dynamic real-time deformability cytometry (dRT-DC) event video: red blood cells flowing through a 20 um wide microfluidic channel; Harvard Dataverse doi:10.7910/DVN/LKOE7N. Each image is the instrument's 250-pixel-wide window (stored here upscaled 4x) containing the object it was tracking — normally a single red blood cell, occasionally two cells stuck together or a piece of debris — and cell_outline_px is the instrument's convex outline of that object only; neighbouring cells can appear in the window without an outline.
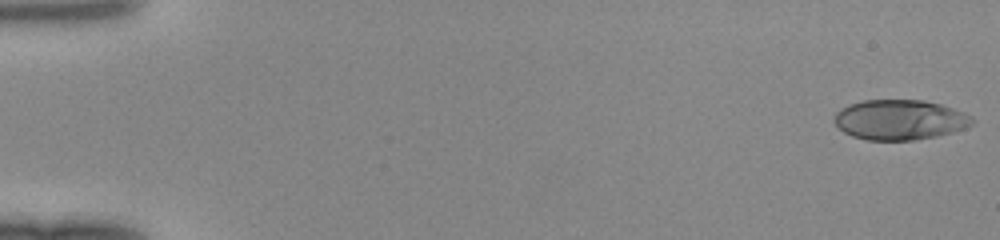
{"species": "human", "species_latin": "Homo sapiens", "temperature_condition": "room temperature", "stored_images_in_passage": 48, "camera_frame_rate_fps": 3000, "um_per_image_px": 0.085, "donor": {"sex": "female"}, "frame": {"image": 1, "passage_image": 1, "time_ms": 0.0, "image_size_px": [1000, 240], "cell_outline_px": [[976, 120], [972, 124], [964, 128], [952, 132], [936, 136], [916, 140], [868, 140], [852, 136], [844, 132], [832, 120], [836, 112], [840, 108], [848, 104], [864, 100], [924, 100], [940, 104], [964, 112], [972, 116]], "centroid_in_image_um": [76.47, 10.18], "position_along_channel_um": 8.5, "area_um2": 32.37}}
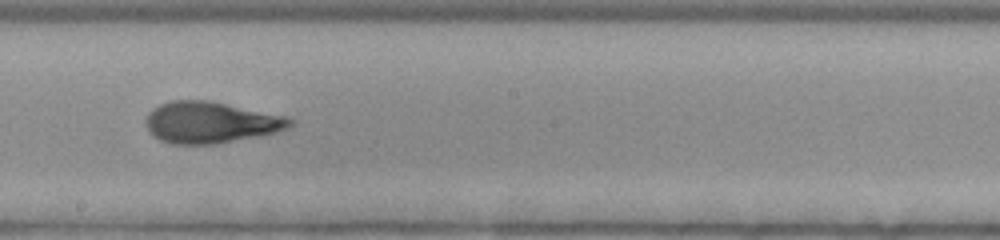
{"frame": {"image": 2, "passage_image": 28, "time_ms": 9.0, "image_size_px": [1000, 240], "cell_outline_px": [[296, 124], [288, 128], [276, 132], [260, 136], [216, 144], [172, 144], [160, 140], [152, 136], [148, 132], [144, 120], [148, 112], [152, 108], [160, 104], [172, 100], [208, 100], [288, 116], [296, 120]], "centroid_in_image_um": [17.91, 10.4], "position_along_channel_um": 230.3, "area_um2": 35.37}}
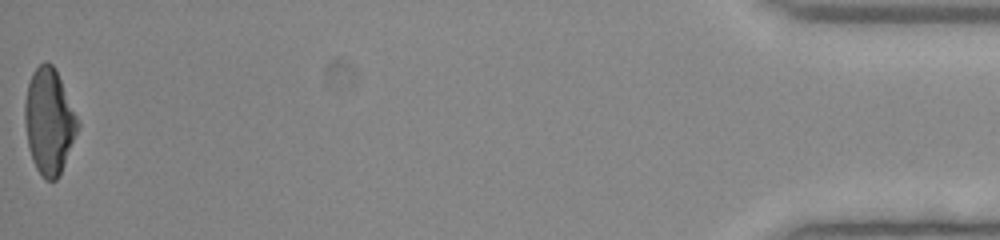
{"frame": {"image": 3, "passage_image": 48, "time_ms": 15.667, "image_size_px": [1000, 240], "cell_outline_px": [[80, 124], [60, 176], [56, 180], [44, 180], [40, 176], [32, 160], [28, 148], [24, 120], [24, 104], [28, 84], [32, 72], [44, 60], [52, 64], [60, 80]], "centroid_in_image_um": [4.15, 10.36], "position_along_channel_um": 431.1, "area_um2": 32.43}}